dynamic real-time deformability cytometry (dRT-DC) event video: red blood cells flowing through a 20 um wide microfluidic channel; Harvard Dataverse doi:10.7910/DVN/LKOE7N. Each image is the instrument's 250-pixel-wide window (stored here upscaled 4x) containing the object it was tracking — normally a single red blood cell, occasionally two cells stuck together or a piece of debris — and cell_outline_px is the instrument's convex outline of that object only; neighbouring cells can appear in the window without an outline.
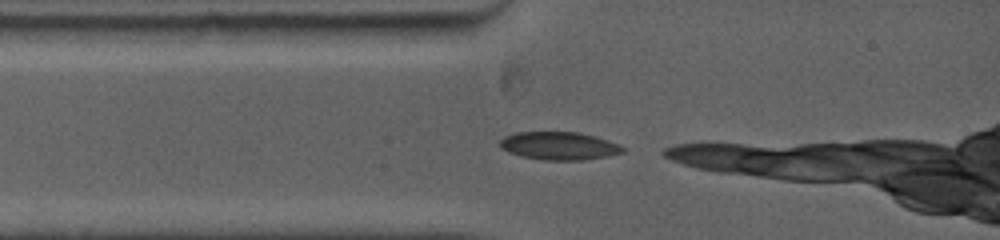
{"species": "common noctule bat (a hibernating species)", "species_latin": "Nyctalus noctula", "temperature_condition": "warm", "stored_images_in_passage": 8, "camera_frame_rate_fps": 5000, "um_per_image_px": 0.085, "animal": {"sex": "female", "body_mass_g": 19.0, "forearm_length_mm": 53.3}, "frame": {"image": 1, "passage_image": 1, "time_ms": 0.0, "image_size_px": [1000, 240], "cell_outline_px": [[624, 152], [608, 156], [580, 160], [544, 160], [520, 156], [508, 152], [500, 148], [500, 140], [504, 136], [516, 132], [580, 132], [596, 136], [620, 144], [624, 148]], "centroid_in_image_um": [47.52, 12.39], "position_along_channel_um": 37.5, "area_um2": 20.17}}
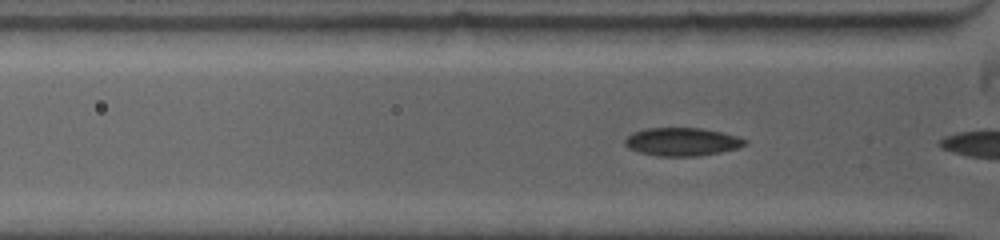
{"frame": {"image": 2, "passage_image": 7, "time_ms": 0.8, "image_size_px": [1000, 240], "cell_outline_px": [[748, 144], [736, 148], [720, 152], [696, 156], [660, 156], [640, 152], [628, 148], [624, 144], [624, 140], [632, 132], [644, 128], [700, 128], [720, 132], [736, 136], [748, 140]], "centroid_in_image_um": [57.95, 12.04], "position_along_channel_um": 67.8, "area_um2": 19.59}}